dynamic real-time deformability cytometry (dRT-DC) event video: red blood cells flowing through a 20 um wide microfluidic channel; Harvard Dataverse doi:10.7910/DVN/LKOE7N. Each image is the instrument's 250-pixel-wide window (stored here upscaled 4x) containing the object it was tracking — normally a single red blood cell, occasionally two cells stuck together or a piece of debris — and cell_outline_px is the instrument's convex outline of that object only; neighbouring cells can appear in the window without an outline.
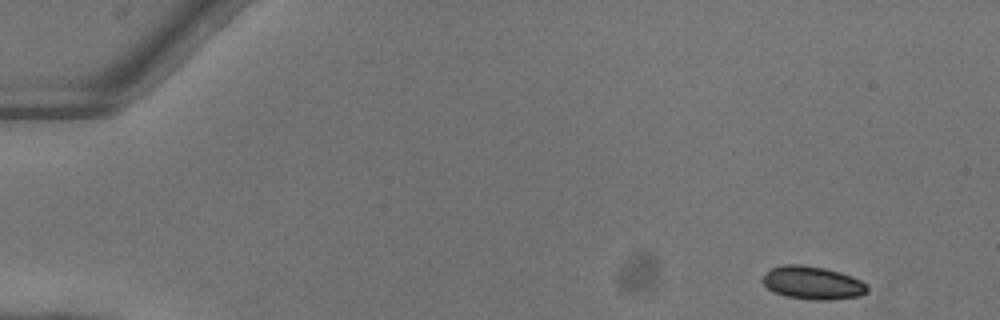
{"species": "common noctule bat (a hibernating species)", "species_latin": "Nyctalus noctula", "temperature_condition": "warm", "stored_images_in_passage": 47, "camera_frame_rate_fps": 3000, "um_per_image_px": 0.085, "animal": {"sex": "female"}, "frame": {"image": 1, "passage_image": 1, "time_ms": 0.0, "image_size_px": [1000, 320], "cell_outline_px": [[868, 292], [860, 296], [832, 300], [812, 300], [784, 296], [772, 292], [760, 280], [772, 268], [784, 264], [800, 264], [824, 268], [840, 272], [852, 276], [860, 280], [868, 288]], "centroid_in_image_um": [69.06, 24.05], "position_along_channel_um": 15.9, "area_um2": 20.29}}
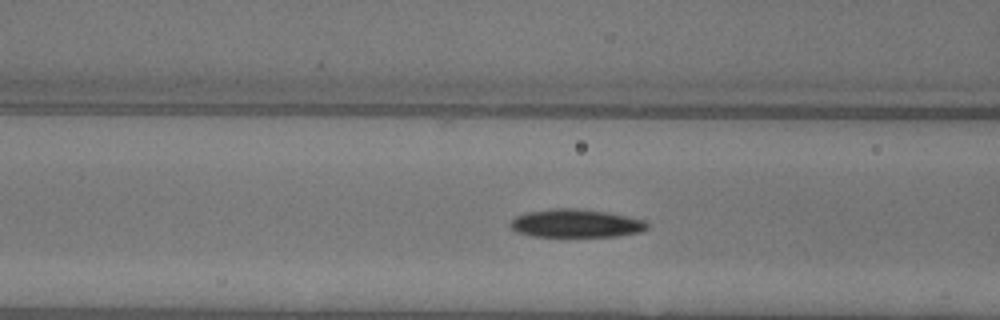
{"frame": {"image": 2, "passage_image": 18, "time_ms": 5.667, "image_size_px": [1000, 320], "cell_outline_px": [[648, 228], [640, 232], [616, 236], [532, 236], [516, 232], [512, 228], [512, 220], [516, 216], [528, 212], [560, 208], [576, 208], [604, 212], [644, 220], [648, 224]], "centroid_in_image_um": [48.96, 18.99], "position_along_channel_um": 117.6, "area_um2": 22.02}}
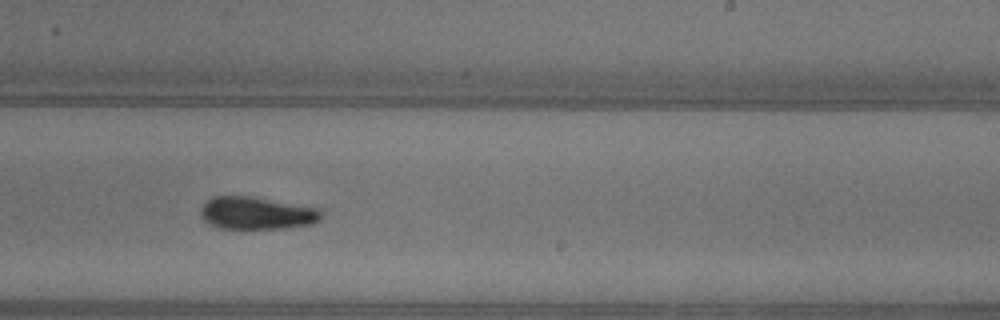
{"frame": {"image": 3, "passage_image": 29, "time_ms": 9.333, "image_size_px": [1000, 320], "cell_outline_px": [[320, 220], [312, 224], [284, 228], [244, 232], [220, 228], [208, 224], [204, 220], [200, 212], [204, 204], [212, 196], [252, 196], [316, 208], [320, 212]], "centroid_in_image_um": [21.75, 18.17], "position_along_channel_um": 267.2, "area_um2": 23.47}, "authors_computed_cell_mechanics": {"area_um2": 22.3108, "velocity_mm_per_s": 4.0848, "shape_relaxation_time_tau1_ms": 3.443, "shape_relaxation_time_tau2_ms": 5.0629, "deformation_change_tau1": 0.1766, "deformation_change_tau2": 0.1129}}